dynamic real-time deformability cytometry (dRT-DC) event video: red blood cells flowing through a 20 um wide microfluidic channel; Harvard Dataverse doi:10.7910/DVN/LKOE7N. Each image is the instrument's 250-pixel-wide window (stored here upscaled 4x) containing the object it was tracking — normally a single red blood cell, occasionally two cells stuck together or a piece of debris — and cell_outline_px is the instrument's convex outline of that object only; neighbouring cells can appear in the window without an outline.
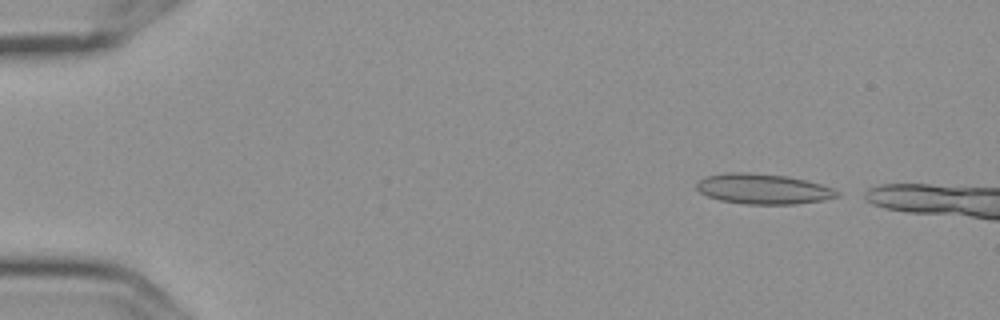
{"species": "Egyptian fruit bat (a non-hibernating species)", "species_latin": "Rousettus aegyptiacus", "temperature_condition": "cold", "stored_images_in_passage": 4, "camera_frame_rate_fps": 3000, "um_per_image_px": 0.085, "frame": {"image": 1, "passage_image": 1, "time_ms": 0.0, "image_size_px": [1000, 320], "cell_outline_px": [[840, 196], [824, 200], [796, 204], [744, 204], [720, 200], [708, 196], [700, 192], [696, 188], [696, 184], [700, 180], [708, 176], [728, 172], [744, 172], [788, 176], [820, 184], [832, 188], [840, 192]], "centroid_in_image_um": [64.89, 16.06], "position_along_channel_um": 20.1, "area_um2": 24.68}}